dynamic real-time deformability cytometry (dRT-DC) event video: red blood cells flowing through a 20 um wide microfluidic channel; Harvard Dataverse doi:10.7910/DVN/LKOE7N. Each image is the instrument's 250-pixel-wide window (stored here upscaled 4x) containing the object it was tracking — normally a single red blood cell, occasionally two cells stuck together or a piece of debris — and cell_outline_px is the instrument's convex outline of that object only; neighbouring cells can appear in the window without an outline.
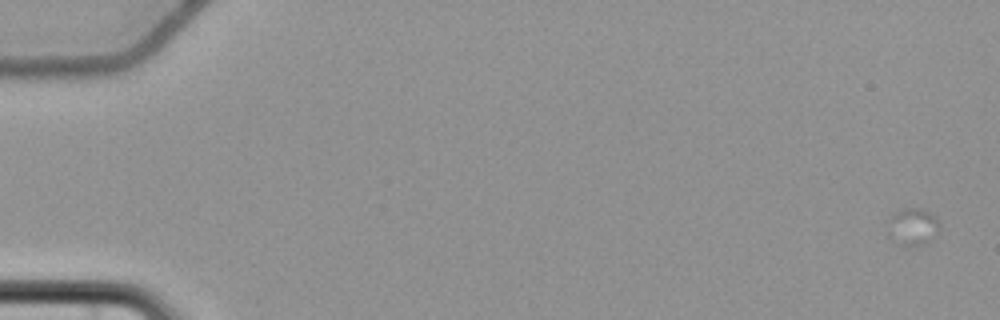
{"species": "common noctule bat (a hibernating species)", "species_latin": "Nyctalus noctula", "temperature_condition": "cold", "stored_images_in_passage": 4, "camera_frame_rate_fps": 3000, "um_per_image_px": 0.085, "animal": {"sex": "female", "body_mass_g": 22.7, "forearm_length_mm": 54.2}, "frame": {"image": 1, "passage_image": 1, "time_ms": 0.0, "image_size_px": [1000, 320], "cell_outline_px": [[940, 224], [932, 236], [928, 240], [920, 244], [904, 248], [888, 236], [888, 220], [892, 212], [904, 208], [924, 208], [936, 216]], "centroid_in_image_um": [77.51, 19.24], "position_along_channel_um": 7.5, "area_um2": 11.33}}